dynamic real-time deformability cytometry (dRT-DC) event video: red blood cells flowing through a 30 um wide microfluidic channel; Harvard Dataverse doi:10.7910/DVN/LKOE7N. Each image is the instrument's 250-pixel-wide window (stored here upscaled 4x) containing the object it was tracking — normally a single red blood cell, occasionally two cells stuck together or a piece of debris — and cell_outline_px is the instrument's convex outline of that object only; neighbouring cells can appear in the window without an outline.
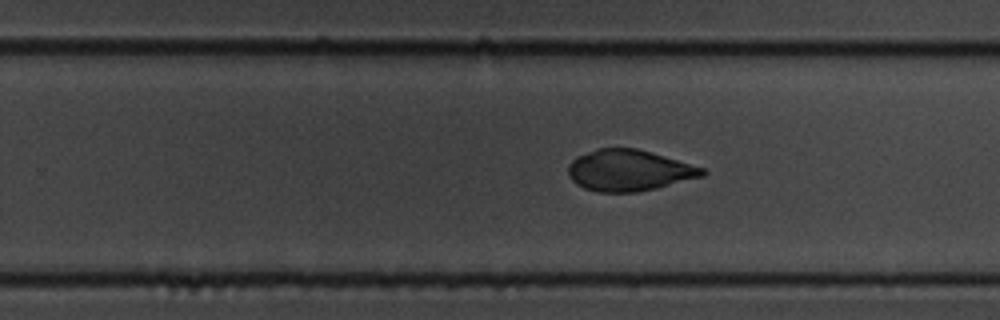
{"species": "common noctule bat (a hibernating species)", "species_latin": "Nyctalus noctula", "temperature_condition": "cold", "stored_images_in_passage": 58, "camera_frame_rate_fps": 3000, "um_per_image_px": 0.085, "animal": {"sex": "male", "body_mass_g": 19.5, "forearm_length_mm": 54.6}, "frame": {"image": 1, "passage_image": 37, "time_ms": 12.0, "image_size_px": [1000, 320], "cell_outline_px": [[708, 172], [704, 176], [656, 188], [636, 192], [596, 192], [584, 188], [576, 184], [568, 176], [568, 164], [576, 156], [596, 148], [636, 148], [704, 168]], "centroid_in_image_um": [53.43, 14.49], "position_along_channel_um": 276.4, "area_um2": 32.19}}
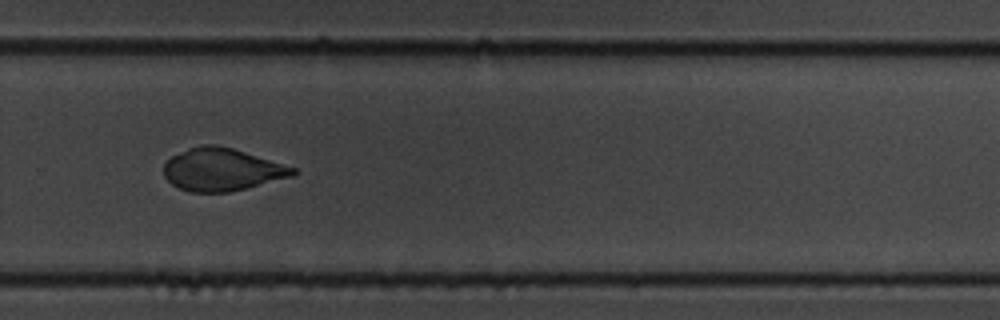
{"frame": {"image": 2, "passage_image": 40, "time_ms": 13.0, "image_size_px": [1000, 320], "cell_outline_px": [[296, 172], [292, 176], [228, 192], [192, 192], [180, 188], [172, 184], [164, 176], [164, 164], [172, 156], [188, 148], [204, 144], [216, 144], [232, 148], [296, 168]], "centroid_in_image_um": [18.83, 14.4], "position_along_channel_um": 311.0, "area_um2": 31.56}}